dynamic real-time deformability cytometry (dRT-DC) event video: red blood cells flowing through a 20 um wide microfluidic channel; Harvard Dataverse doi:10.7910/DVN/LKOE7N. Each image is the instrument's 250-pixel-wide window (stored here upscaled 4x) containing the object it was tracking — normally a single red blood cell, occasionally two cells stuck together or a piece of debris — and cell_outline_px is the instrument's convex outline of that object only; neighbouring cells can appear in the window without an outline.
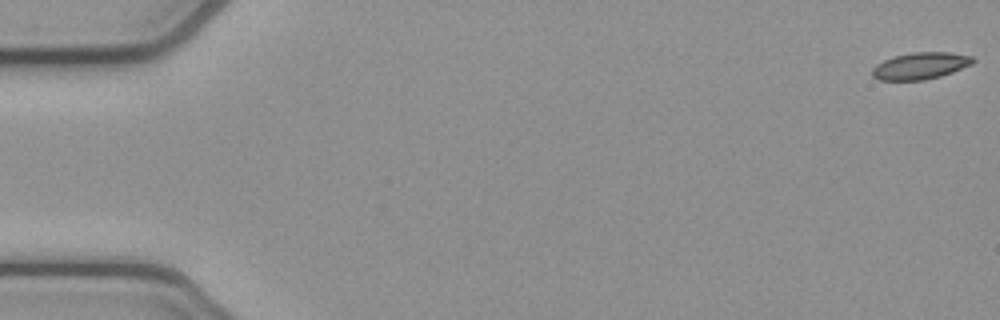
{"species": "common noctule bat (a hibernating species)", "species_latin": "Nyctalus noctula", "temperature_condition": "cold", "stored_images_in_passage": 54, "camera_frame_rate_fps": 3000, "um_per_image_px": 0.085, "animal": {"sex": "female", "body_mass_g": 21.9}, "frame": {"image": 1, "passage_image": 1, "time_ms": 0.0, "image_size_px": [1000, 320], "cell_outline_px": [[976, 60], [972, 64], [952, 72], [940, 76], [924, 80], [880, 80], [872, 76], [872, 68], [876, 64], [884, 60], [896, 56], [912, 52], [952, 52], [972, 56]], "centroid_in_image_um": [78.25, 5.59], "position_along_channel_um": 6.8, "area_um2": 15.72}}
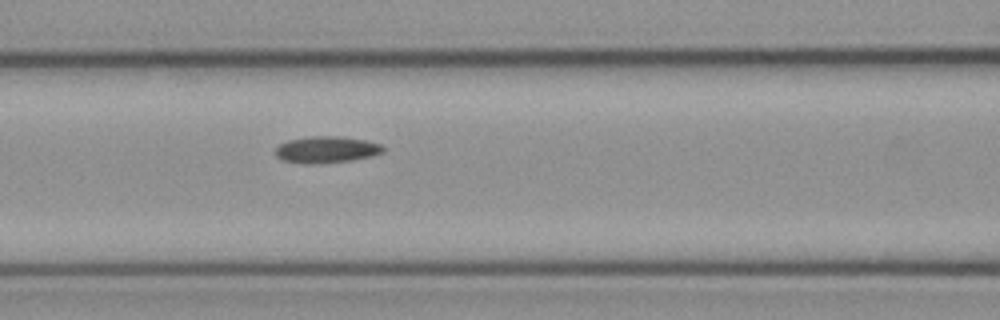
{"frame": {"image": 2, "passage_image": 23, "time_ms": 7.333, "image_size_px": [1000, 320], "cell_outline_px": [[384, 152], [372, 156], [352, 160], [316, 164], [304, 164], [280, 160], [276, 156], [276, 148], [280, 144], [288, 140], [308, 136], [344, 136], [364, 140], [380, 144], [384, 148]], "centroid_in_image_um": [27.73, 12.72], "position_along_channel_um": 138.9, "area_um2": 16.88}}
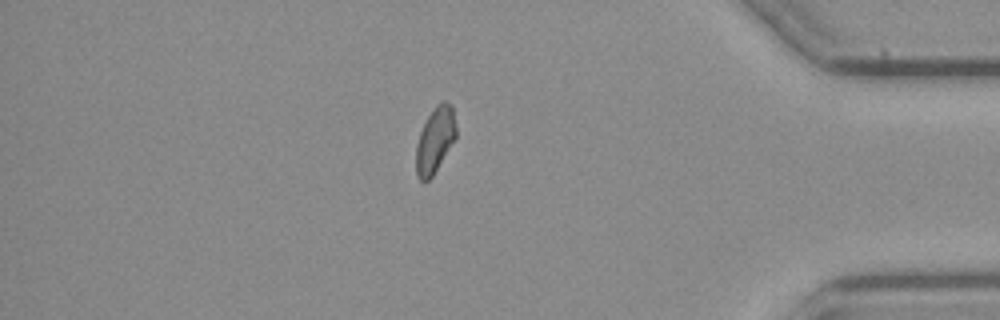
{"frame": {"image": 3, "passage_image": 46, "time_ms": 15.0, "image_size_px": [1000, 320], "cell_outline_px": [[456, 140], [432, 176], [428, 180], [420, 180], [416, 176], [416, 144], [420, 132], [432, 108], [440, 100], [444, 100], [452, 104], [456, 128]], "centroid_in_image_um": [36.99, 11.87], "position_along_channel_um": 398.2, "area_um2": 15.55}}